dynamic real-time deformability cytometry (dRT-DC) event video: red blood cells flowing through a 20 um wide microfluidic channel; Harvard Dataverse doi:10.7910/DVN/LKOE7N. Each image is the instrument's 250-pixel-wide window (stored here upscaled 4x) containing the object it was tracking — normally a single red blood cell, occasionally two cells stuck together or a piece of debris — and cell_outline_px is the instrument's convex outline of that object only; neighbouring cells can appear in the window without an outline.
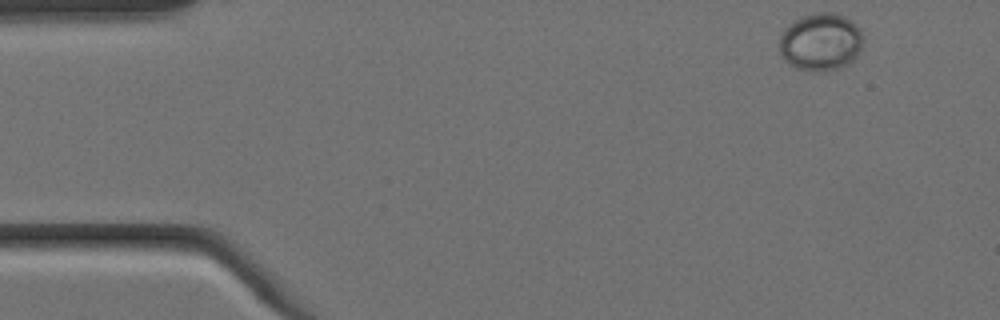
{"species": "Egyptian fruit bat (a non-hibernating species)", "species_latin": "Rousettus aegyptiacus", "temperature_condition": "cold", "stored_images_in_passage": 4, "camera_frame_rate_fps": 3000, "um_per_image_px": 0.085, "animal": {"sex": "female"}, "frame": {"image": 1, "passage_image": 1, "time_ms": 0.0, "image_size_px": [1000, 320], "cell_outline_px": [[864, 36], [860, 52], [848, 64], [840, 68], [824, 72], [812, 72], [796, 68], [788, 64], [780, 56], [780, 36], [788, 24], [792, 20], [800, 16], [816, 12], [836, 12], [852, 20], [860, 28]], "centroid_in_image_um": [69.76, 3.56], "position_along_channel_um": 15.2, "area_um2": 28.9}}
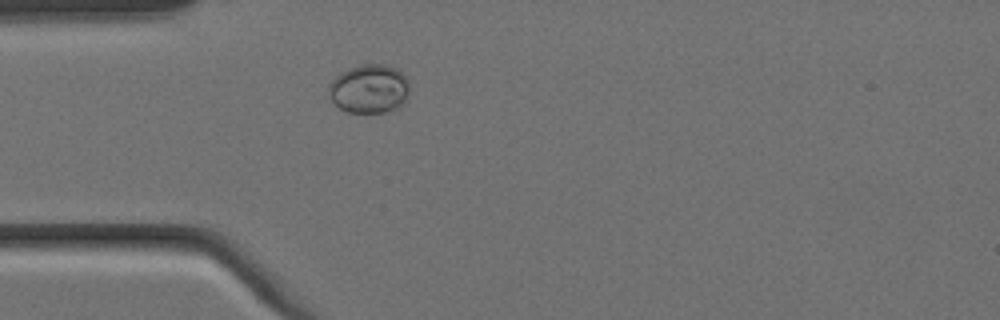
{"frame": {"image": 2, "passage_image": 4, "time_ms": 1.0, "image_size_px": [1000, 320], "cell_outline_px": [[408, 100], [396, 108], [384, 112], [348, 112], [340, 108], [328, 96], [328, 84], [340, 72], [348, 68], [360, 64], [388, 64], [396, 68], [408, 80]], "centroid_in_image_um": [31.37, 7.53], "position_along_channel_um": 53.6, "area_um2": 23.18}}